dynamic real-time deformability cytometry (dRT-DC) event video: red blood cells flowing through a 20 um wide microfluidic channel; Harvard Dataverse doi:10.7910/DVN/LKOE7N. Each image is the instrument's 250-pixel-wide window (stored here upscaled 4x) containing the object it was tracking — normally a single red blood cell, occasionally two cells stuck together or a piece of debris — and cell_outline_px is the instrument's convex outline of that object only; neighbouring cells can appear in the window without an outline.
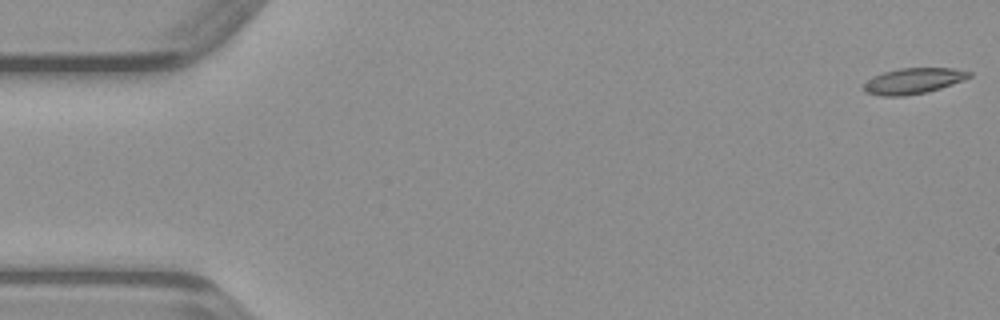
{"species": "common noctule bat (a hibernating species)", "species_latin": "Nyctalus noctula", "temperature_condition": "warm", "stored_images_in_passage": 49, "camera_frame_rate_fps": 3000, "um_per_image_px": 0.085, "animal": {"sex": "male", "body_mass_g": 23.1, "forearm_length_mm": 52.7}, "frame": {"image": 1, "passage_image": 1, "time_ms": 0.0, "image_size_px": [1000, 320], "cell_outline_px": [[972, 76], [964, 80], [940, 88], [924, 92], [904, 96], [880, 96], [864, 92], [860, 88], [872, 76], [884, 72], [900, 68], [952, 68], [972, 72]], "centroid_in_image_um": [77.59, 6.88], "position_along_channel_um": 7.4, "area_um2": 15.9}}
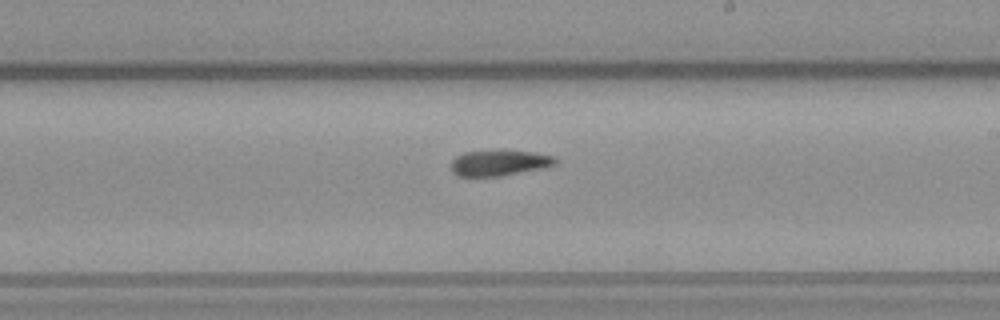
{"frame": {"image": 2, "passage_image": 28, "time_ms": 9.0, "image_size_px": [1000, 320], "cell_outline_px": [[556, 164], [544, 168], [500, 176], [456, 176], [452, 172], [452, 160], [456, 156], [464, 152], [536, 152], [556, 156]], "centroid_in_image_um": [42.46, 13.87], "position_along_channel_um": 246.5, "area_um2": 15.26}}
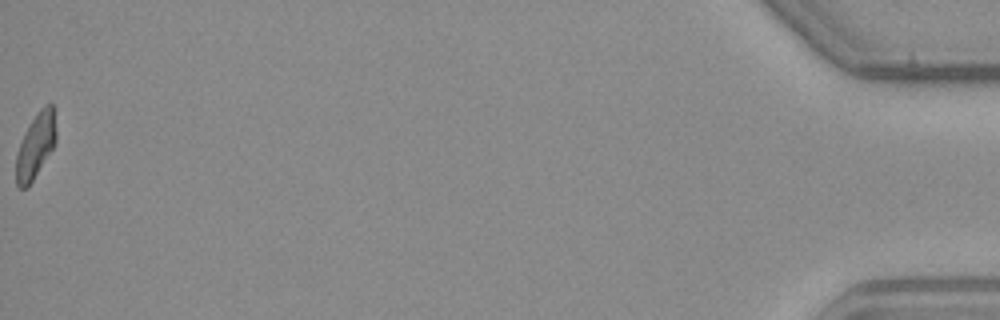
{"frame": {"image": 3, "passage_image": 49, "time_ms": 16.0, "image_size_px": [1000, 320], "cell_outline_px": [[56, 144], [32, 180], [24, 188], [20, 188], [16, 184], [16, 156], [24, 132], [40, 108], [44, 104], [52, 104], [56, 132]], "centroid_in_image_um": [3.03, 12.37], "position_along_channel_um": 432.2, "area_um2": 14.85}}